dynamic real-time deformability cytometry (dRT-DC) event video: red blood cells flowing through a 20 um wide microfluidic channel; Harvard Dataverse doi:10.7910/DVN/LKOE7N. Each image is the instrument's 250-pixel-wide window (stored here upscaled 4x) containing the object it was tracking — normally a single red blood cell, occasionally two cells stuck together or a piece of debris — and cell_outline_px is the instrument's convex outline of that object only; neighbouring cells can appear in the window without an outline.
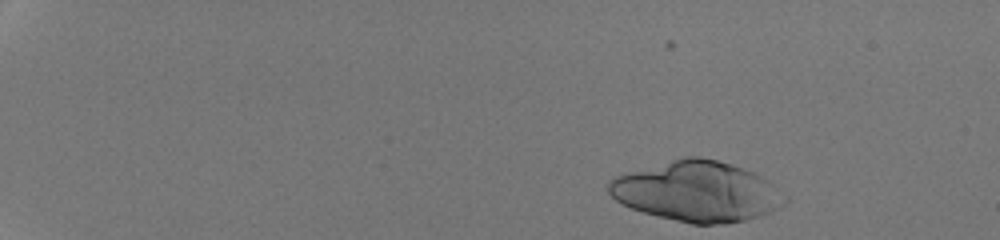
{"species": "human", "species_latin": "Homo sapiens", "temperature_condition": "room temperature", "stored_images_in_passage": 42, "camera_frame_rate_fps": 3000, "um_per_image_px": 0.085, "donor": {"sex": "male"}, "frame": {"image": 1, "passage_image": 1, "time_ms": 0.0, "image_size_px": [1000, 240], "cell_outline_px": [[792, 200], [788, 204], [780, 208], [760, 216], [744, 220], [724, 224], [692, 224], [644, 212], [620, 204], [608, 192], [608, 180], [616, 176], [684, 156], [700, 156], [716, 160], [752, 172], [768, 180], [788, 196]], "centroid_in_image_um": [59.3, 16.28], "position_along_channel_um": 25.7, "area_um2": 61.73}}
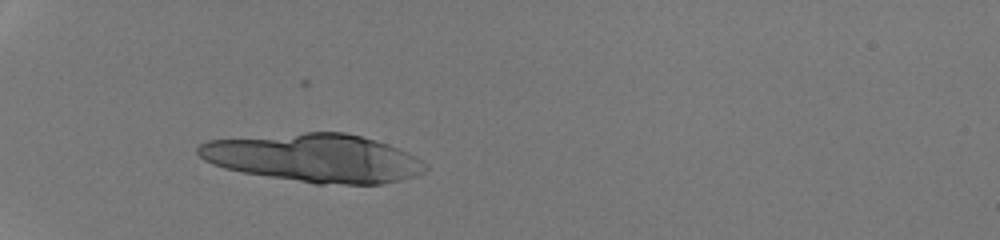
{"frame": {"image": 2, "passage_image": 12, "time_ms": 3.667, "image_size_px": [1000, 240], "cell_outline_px": [[428, 168], [424, 172], [416, 176], [384, 184], [316, 184], [244, 172], [224, 168], [212, 164], [204, 160], [196, 152], [196, 148], [200, 144], [208, 140], [304, 132], [344, 132], [360, 136], [388, 144], [408, 152], [416, 156]], "centroid_in_image_um": [26.71, 13.43], "position_along_channel_um": 58.3, "area_um2": 63.87}, "authors_computed_cell_mechanics": {"area_um2": 30.9808, "velocity_mm_per_s": 4.3167, "shape_relaxation_time_tau1_ms": 3.6897, "shape_relaxation_time_tau2_ms": 1.6735, "deformation_change_tau1": 0.1422, "deformation_change_tau2": 0.0775}}